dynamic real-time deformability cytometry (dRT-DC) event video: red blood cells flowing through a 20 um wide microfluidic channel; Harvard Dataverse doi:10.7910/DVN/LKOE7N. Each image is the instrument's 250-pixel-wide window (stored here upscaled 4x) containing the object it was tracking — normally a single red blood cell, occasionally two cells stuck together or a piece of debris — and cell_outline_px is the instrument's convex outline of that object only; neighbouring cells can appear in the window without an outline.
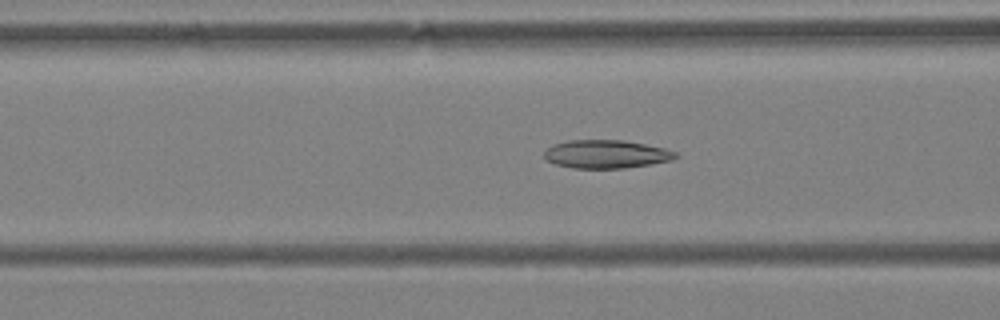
{"species": "Egyptian fruit bat (a non-hibernating species)", "species_latin": "Rousettus aegyptiacus", "temperature_condition": "warm", "stored_images_in_passage": 57, "camera_frame_rate_fps": 3000, "um_per_image_px": 0.085, "animal": {"sex": "female"}, "frame": {"image": 1, "passage_image": 23, "time_ms": 7.333, "image_size_px": [1000, 320], "cell_outline_px": [[680, 156], [672, 160], [624, 168], [572, 168], [556, 164], [544, 160], [544, 152], [552, 144], [568, 140], [624, 140], [664, 148], [676, 152]], "centroid_in_image_um": [51.5, 13.1], "position_along_channel_um": 115.1, "area_um2": 21.68}}
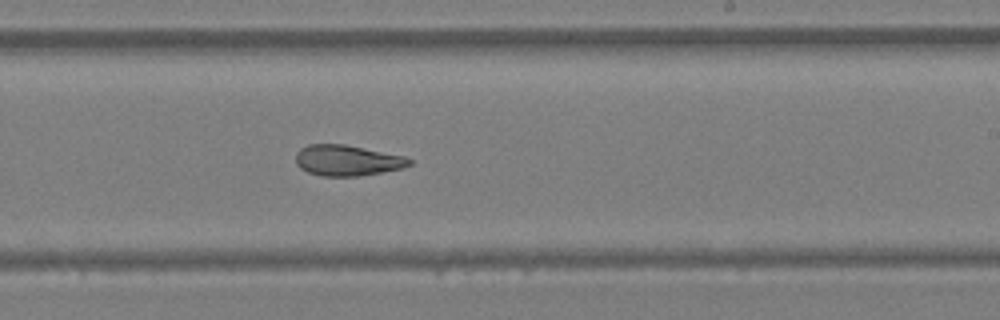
{"frame": {"image": 2, "passage_image": 35, "time_ms": 11.333, "image_size_px": [1000, 320], "cell_outline_px": [[412, 164], [404, 168], [356, 176], [320, 176], [308, 172], [300, 168], [296, 164], [296, 152], [300, 148], [308, 144], [344, 144], [404, 156], [412, 160]], "centroid_in_image_um": [29.49, 13.63], "position_along_channel_um": 259.5, "area_um2": 20.35}}
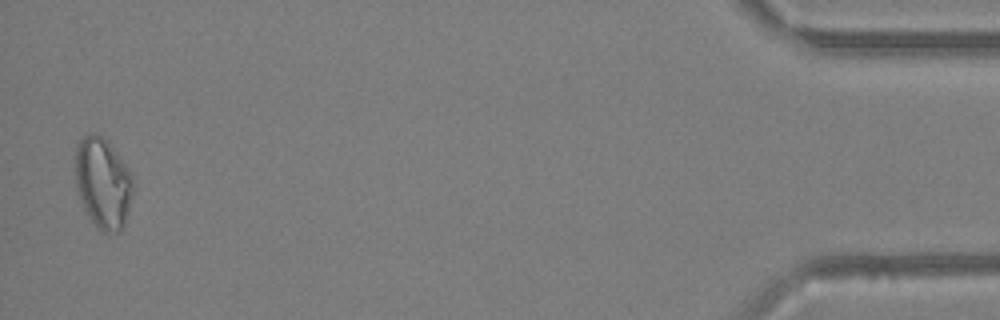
{"frame": {"image": 3, "passage_image": 56, "time_ms": 18.333, "image_size_px": [1000, 320], "cell_outline_px": [[136, 180], [124, 228], [120, 232], [104, 232], [96, 228], [88, 216], [84, 208], [76, 184], [76, 144], [88, 132], [96, 132], [108, 140], [132, 172]], "centroid_in_image_um": [8.8, 15.54], "position_along_channel_um": 426.4, "area_um2": 31.21}, "authors_computed_cell_mechanics": {"area_um2": 23.8714, "velocity_mm_per_s": 3.6174, "shape_relaxation_time_tau1_ms": null, "shape_relaxation_time_tau2_ms": 3.6101, "deformation_change_tau1": null, "deformation_change_tau2": 0.1124}}